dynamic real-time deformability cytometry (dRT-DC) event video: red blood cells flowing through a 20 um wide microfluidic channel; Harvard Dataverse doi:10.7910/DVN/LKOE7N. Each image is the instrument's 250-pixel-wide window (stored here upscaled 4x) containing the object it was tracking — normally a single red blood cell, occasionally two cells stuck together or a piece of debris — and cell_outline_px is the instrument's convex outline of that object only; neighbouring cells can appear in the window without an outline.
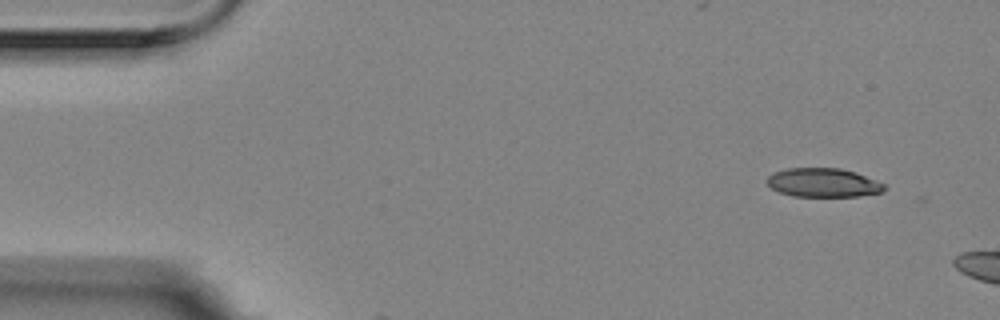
{"species": "Egyptian fruit bat (a non-hibernating species)", "species_latin": "Rousettus aegyptiacus", "temperature_condition": "room temperature", "stored_images_in_passage": 2, "camera_frame_rate_fps": 3000, "um_per_image_px": 0.085, "animal": {"sex": "female"}, "frame": {"image": 1, "passage_image": 1, "time_ms": 0.0, "image_size_px": [1000, 320], "cell_outline_px": [[888, 188], [880, 192], [860, 196], [792, 196], [780, 192], [772, 188], [768, 184], [768, 176], [772, 172], [788, 168], [840, 168], [856, 172], [884, 184]], "centroid_in_image_um": [69.97, 15.52], "position_along_channel_um": 15.0, "area_um2": 19.65}}